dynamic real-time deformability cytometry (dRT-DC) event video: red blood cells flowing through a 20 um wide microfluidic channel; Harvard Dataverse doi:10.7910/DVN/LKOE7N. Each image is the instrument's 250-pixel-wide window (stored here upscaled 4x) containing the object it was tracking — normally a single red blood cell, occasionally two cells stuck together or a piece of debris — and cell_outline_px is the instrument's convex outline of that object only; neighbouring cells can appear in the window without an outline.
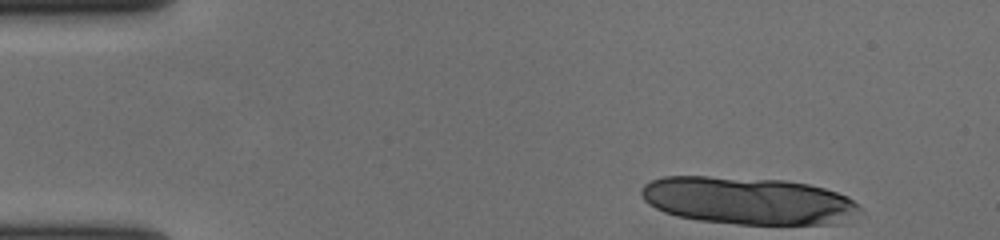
{"species": "human", "species_latin": "Homo sapiens", "temperature_condition": "cold", "stored_images_in_passage": 12, "camera_frame_rate_fps": 3000, "um_per_image_px": 0.085, "donor": {"sex": "female"}, "frame": {"image": 1, "passage_image": 1, "time_ms": 0.0, "image_size_px": [1000, 240], "cell_outline_px": [[864, 212], [848, 224], [736, 224], [700, 220], [676, 216], [664, 212], [648, 204], [644, 200], [640, 192], [640, 188], [644, 184], [652, 180], [664, 176], [708, 176], [784, 180], [808, 184], [824, 188], [848, 196]], "centroid_in_image_um": [63.65, 17.07], "position_along_channel_um": 21.4, "area_um2": 61.15}}